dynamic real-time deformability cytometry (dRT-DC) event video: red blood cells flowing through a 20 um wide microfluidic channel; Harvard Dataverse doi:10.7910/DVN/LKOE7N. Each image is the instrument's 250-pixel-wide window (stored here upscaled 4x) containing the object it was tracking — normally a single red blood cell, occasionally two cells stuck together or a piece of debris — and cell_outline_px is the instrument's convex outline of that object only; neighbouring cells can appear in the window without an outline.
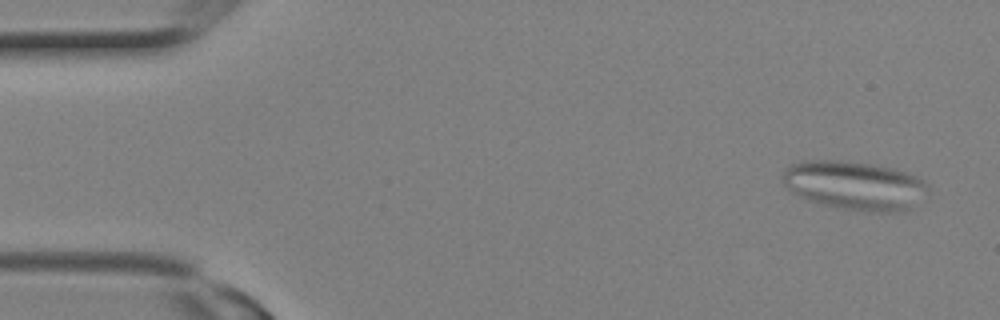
{"species": "Egyptian fruit bat (a non-hibernating species)", "species_latin": "Rousettus aegyptiacus", "temperature_condition": "room temperature", "stored_images_in_passage": 9, "camera_frame_rate_fps": 3000, "um_per_image_px": 0.085, "animal": {"sex": "female"}, "frame": {"image": 1, "passage_image": 1, "time_ms": 0.0, "image_size_px": [1000, 320], "cell_outline_px": [[928, 192], [908, 208], [892, 212], [872, 212], [840, 208], [820, 204], [800, 196], [792, 192], [784, 184], [784, 168], [792, 164], [804, 160], [840, 160], [872, 164], [896, 168], [916, 176], [924, 180], [928, 184]], "centroid_in_image_um": [72.64, 15.74], "position_along_channel_um": 12.4, "area_um2": 41.21}}
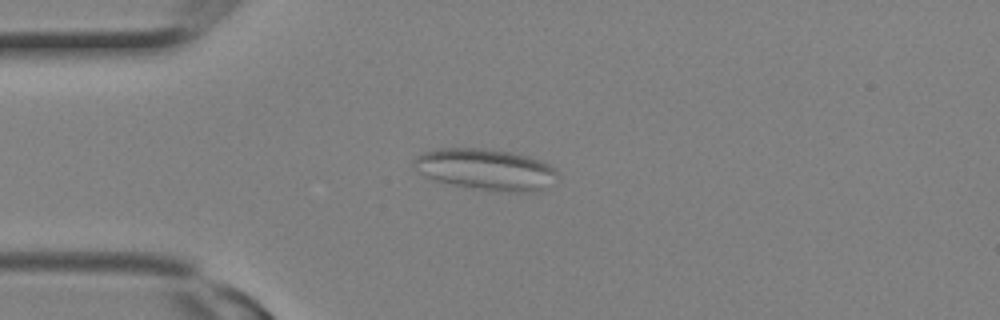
{"frame": {"image": 2, "passage_image": 6, "time_ms": 1.667, "image_size_px": [1000, 320], "cell_outline_px": [[560, 176], [540, 192], [508, 192], [452, 184], [436, 180], [424, 176], [412, 168], [416, 156], [424, 152], [440, 148], [480, 148], [512, 152], [528, 156], [540, 160], [556, 168]], "centroid_in_image_um": [41.33, 14.4], "position_along_channel_um": 43.7, "area_um2": 34.62}}
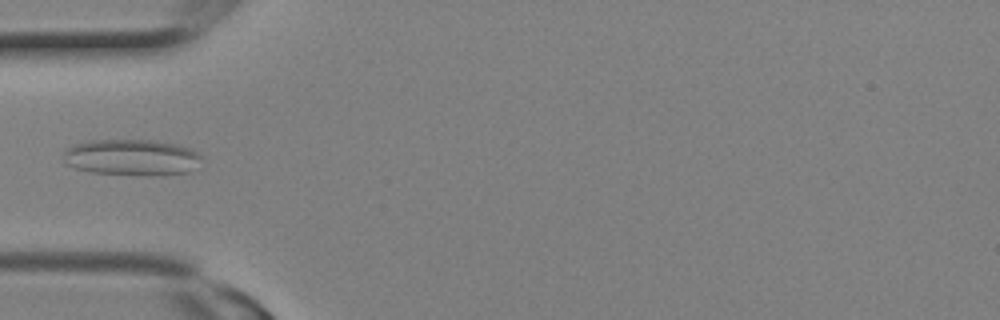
{"frame": {"image": 3, "passage_image": 8, "time_ms": 2.333, "image_size_px": [1000, 320], "cell_outline_px": [[200, 156], [188, 172], [164, 176], [136, 176], [88, 172], [76, 168], [68, 164], [64, 160], [64, 148], [88, 140], [148, 140], [176, 144], [188, 148], [196, 152]], "centroid_in_image_um": [11.12, 13.4], "position_along_channel_um": 73.9, "area_um2": 29.19}}